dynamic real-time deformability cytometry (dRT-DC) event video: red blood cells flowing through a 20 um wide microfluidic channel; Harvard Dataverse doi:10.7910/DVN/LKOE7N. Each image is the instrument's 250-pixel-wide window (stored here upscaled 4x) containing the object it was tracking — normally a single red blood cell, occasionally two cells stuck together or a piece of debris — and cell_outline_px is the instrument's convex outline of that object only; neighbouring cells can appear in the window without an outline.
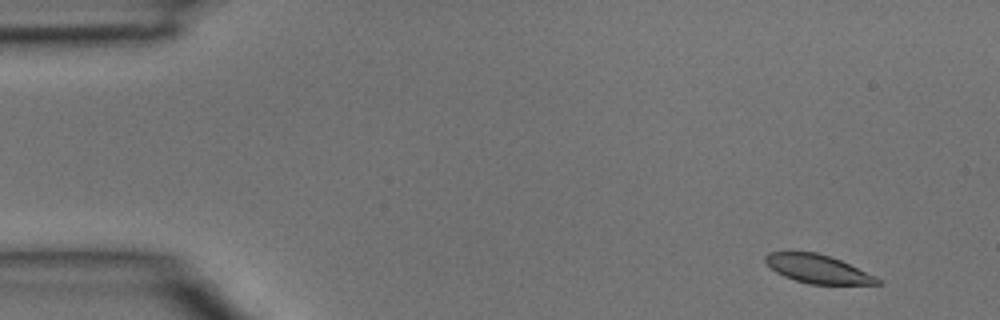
{"species": "common noctule bat (a hibernating species)", "species_latin": "Nyctalus noctula", "temperature_condition": "room temperature", "stored_images_in_passage": 4, "camera_frame_rate_fps": 3000, "um_per_image_px": 0.085, "animal": {"sex": "male", "body_mass_g": 15.6}, "frame": {"image": 1, "passage_image": 1, "time_ms": 0.0, "image_size_px": [1000, 320], "cell_outline_px": [[884, 284], [808, 284], [784, 276], [776, 272], [764, 260], [764, 256], [768, 252], [816, 252], [840, 260], [876, 276]], "centroid_in_image_um": [69.51, 22.86], "position_along_channel_um": 15.5, "area_um2": 18.38}}
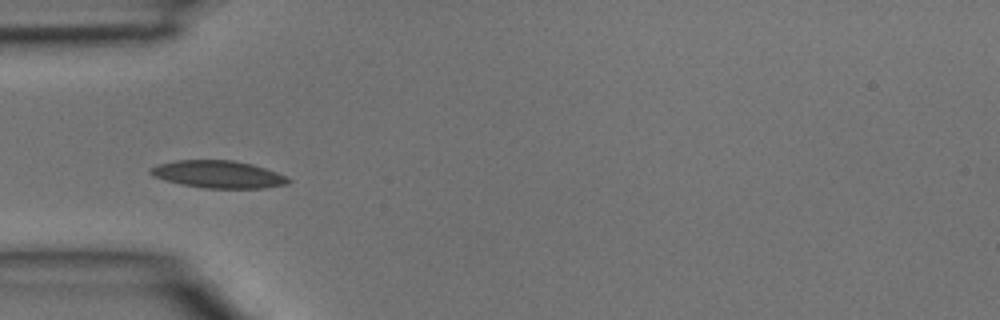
{"frame": {"image": 2, "passage_image": 4, "time_ms": 1.0, "image_size_px": [1000, 320], "cell_outline_px": [[292, 180], [288, 184], [264, 188], [204, 188], [180, 184], [164, 180], [152, 176], [148, 172], [148, 168], [160, 164], [176, 160], [232, 160], [252, 164], [288, 176]], "centroid_in_image_um": [18.54, 14.82], "position_along_channel_um": 66.5, "area_um2": 22.14}}